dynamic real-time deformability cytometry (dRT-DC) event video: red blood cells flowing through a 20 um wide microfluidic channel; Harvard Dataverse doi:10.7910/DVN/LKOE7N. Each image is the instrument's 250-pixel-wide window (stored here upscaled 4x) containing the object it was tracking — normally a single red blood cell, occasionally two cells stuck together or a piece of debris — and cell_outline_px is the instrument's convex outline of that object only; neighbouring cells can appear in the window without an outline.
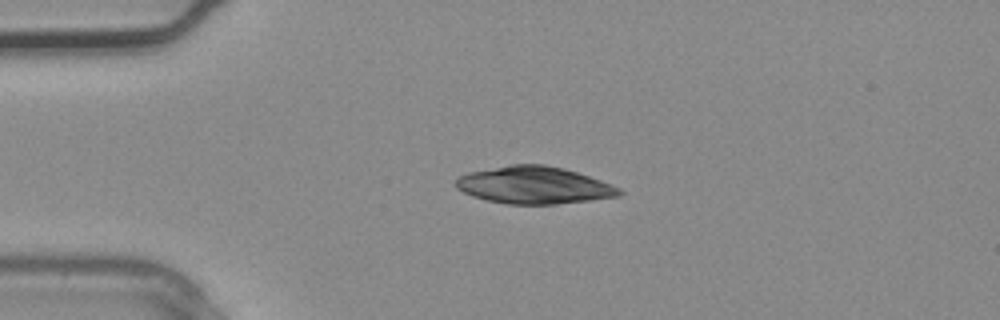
{"species": "common noctule bat (a hibernating species)", "species_latin": "Nyctalus noctula", "temperature_condition": "warm", "stored_images_in_passage": 2, "camera_frame_rate_fps": 3000, "um_per_image_px": 0.085, "animal": {"sex": "male", "body_mass_g": 20.4}, "frame": {"image": 1, "passage_image": 2, "time_ms": 0.333, "image_size_px": [1000, 320], "cell_outline_px": [[624, 192], [620, 196], [556, 204], [508, 204], [488, 200], [472, 196], [456, 188], [456, 180], [460, 176], [468, 172], [512, 164], [544, 164], [564, 168], [600, 180], [620, 188]], "centroid_in_image_um": [45.39, 15.74], "position_along_channel_um": 39.6, "area_um2": 35.26}}